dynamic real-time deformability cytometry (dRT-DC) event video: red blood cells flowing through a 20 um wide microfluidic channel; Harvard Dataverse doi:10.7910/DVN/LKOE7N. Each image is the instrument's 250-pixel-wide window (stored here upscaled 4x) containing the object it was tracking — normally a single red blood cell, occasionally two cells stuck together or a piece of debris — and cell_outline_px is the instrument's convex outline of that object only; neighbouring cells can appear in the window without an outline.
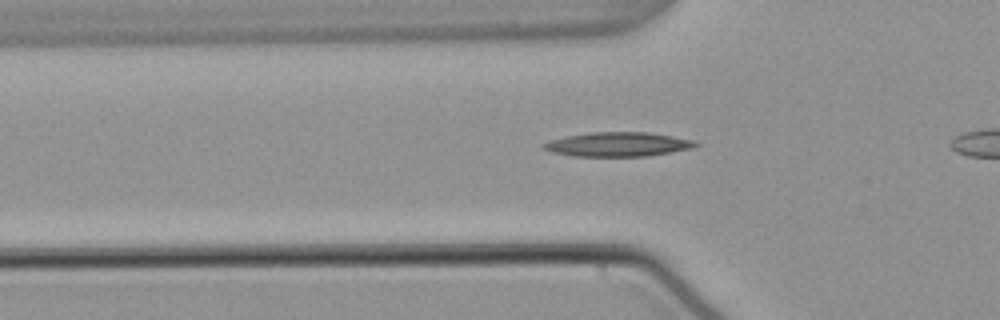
{"species": "common noctule bat (a hibernating species)", "species_latin": "Nyctalus noctula", "temperature_condition": "warm", "stored_images_in_passage": 36, "camera_frame_rate_fps": 3000, "um_per_image_px": 0.085, "animal": {"sex": "male", "body_mass_g": 21.5, "forearm_length_mm": 52.0}, "frame": {"image": 1, "passage_image": 10, "time_ms": 3.0, "image_size_px": [1000, 320], "cell_outline_px": [[700, 144], [692, 148], [648, 156], [572, 156], [552, 152], [544, 148], [540, 144], [552, 140], [568, 136], [592, 132], [648, 132], [672, 136], [692, 140]], "centroid_in_image_um": [52.53, 12.27], "position_along_channel_um": 73.3, "area_um2": 21.27}}
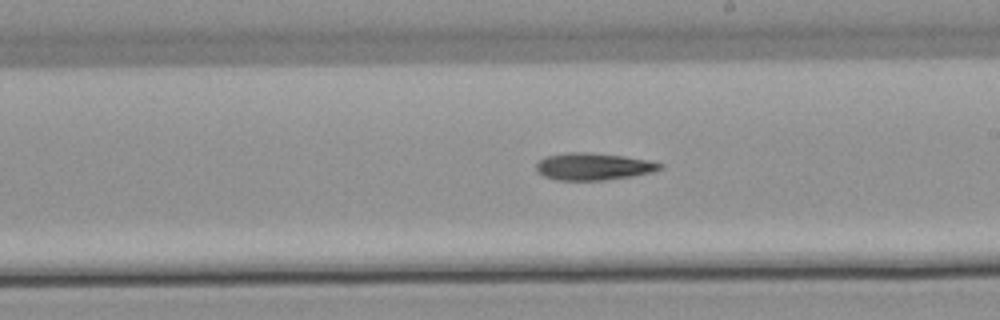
{"frame": {"image": 2, "passage_image": 23, "time_ms": 7.333, "image_size_px": [1000, 320], "cell_outline_px": [[664, 168], [652, 172], [632, 176], [600, 180], [556, 180], [544, 176], [536, 168], [536, 164], [544, 156], [568, 152], [592, 152], [624, 156], [648, 160], [664, 164]], "centroid_in_image_um": [50.45, 14.14], "position_along_channel_um": 238.5, "area_um2": 19.59}}
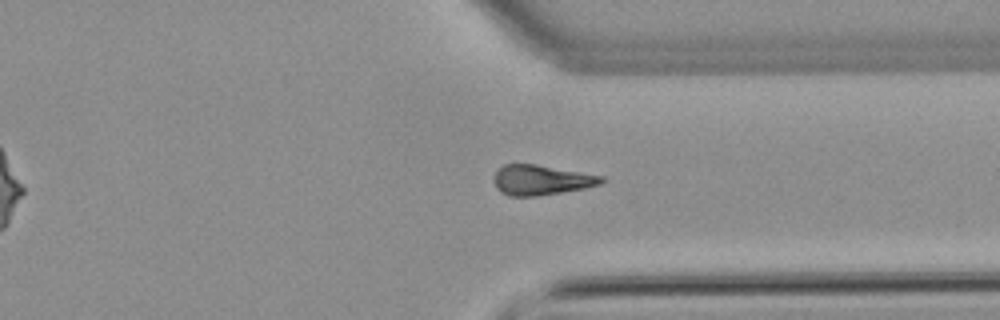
{"frame": {"image": 3, "passage_image": 33, "time_ms": 10.667, "image_size_px": [1000, 320], "cell_outline_px": [[608, 180], [600, 184], [584, 188], [536, 196], [508, 196], [500, 192], [496, 188], [492, 180], [496, 172], [504, 164], [536, 164], [604, 176]], "centroid_in_image_um": [46.0, 15.3], "position_along_channel_um": 365.4, "area_um2": 18.9}}